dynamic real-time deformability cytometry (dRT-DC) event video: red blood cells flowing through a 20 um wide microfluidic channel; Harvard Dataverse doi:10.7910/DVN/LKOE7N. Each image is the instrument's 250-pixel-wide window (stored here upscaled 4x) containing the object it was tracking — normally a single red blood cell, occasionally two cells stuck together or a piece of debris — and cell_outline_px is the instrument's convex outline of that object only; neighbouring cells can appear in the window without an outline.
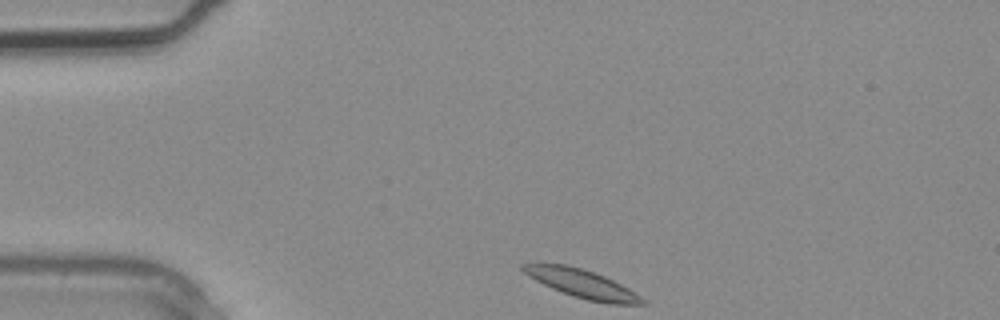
{"species": "common noctule bat (a hibernating species)", "species_latin": "Nyctalus noctula", "temperature_condition": "warm", "stored_images_in_passage": 2, "segment_of_instrument_passage": [2, 2], "camera_frame_rate_fps": 3000, "um_per_image_px": 0.085, "animal": {"sex": "male", "body_mass_g": 20.4}, "frame": {"image": 1, "passage_image": 2, "time_ms": 0.333, "image_size_px": [1000, 320], "cell_outline_px": [[648, 304], [612, 304], [588, 300], [552, 288], [536, 280], [524, 272], [520, 268], [520, 264], [568, 264], [604, 276], [628, 288], [640, 296]], "centroid_in_image_um": [49.48, 24.11], "position_along_channel_um": 35.5, "area_um2": 19.13}}